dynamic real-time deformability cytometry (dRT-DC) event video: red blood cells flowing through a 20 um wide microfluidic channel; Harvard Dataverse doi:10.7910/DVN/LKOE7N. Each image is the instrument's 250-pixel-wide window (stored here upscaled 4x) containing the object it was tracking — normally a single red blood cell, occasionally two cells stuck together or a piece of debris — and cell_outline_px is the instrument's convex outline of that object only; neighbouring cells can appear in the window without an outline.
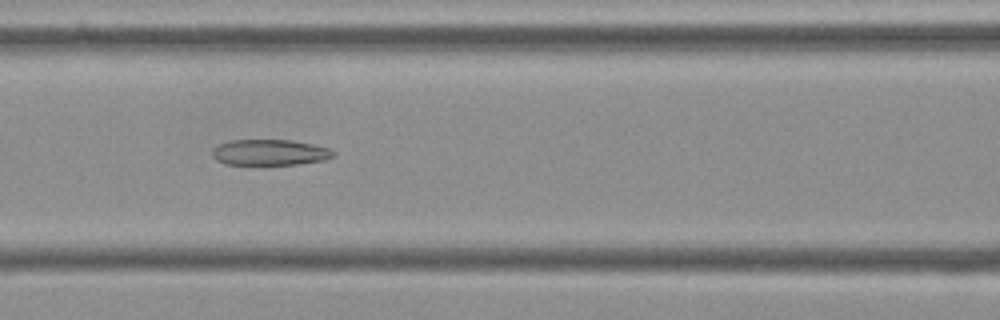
{"species": "Egyptian fruit bat (a non-hibernating species)", "species_latin": "Rousettus aegyptiacus", "temperature_condition": "cold", "stored_images_in_passage": 56, "camera_frame_rate_fps": 3000, "um_per_image_px": 0.085, "frame": {"image": 1, "passage_image": 24, "time_ms": 7.667, "image_size_px": [1000, 320], "cell_outline_px": [[336, 156], [324, 160], [300, 164], [224, 164], [216, 160], [212, 156], [212, 148], [228, 140], [292, 140], [312, 144], [328, 148], [336, 152]], "centroid_in_image_um": [22.94, 12.95], "position_along_channel_um": 143.7, "area_um2": 18.32}}
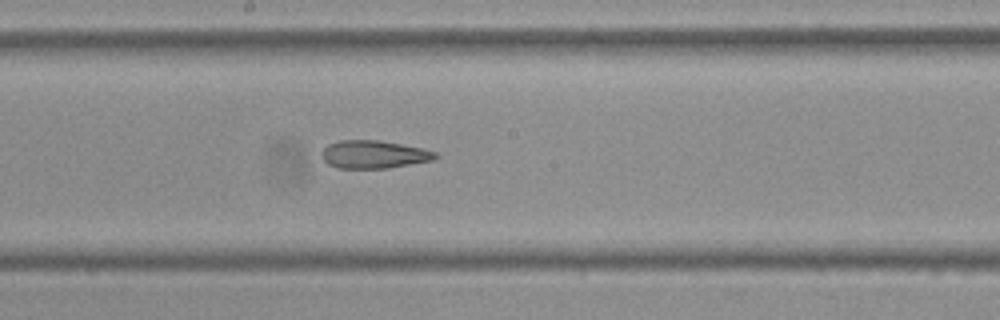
{"frame": {"image": 2, "passage_image": 30, "time_ms": 9.667, "image_size_px": [1000, 320], "cell_outline_px": [[440, 156], [432, 160], [388, 168], [340, 168], [328, 164], [320, 156], [320, 152], [328, 144], [340, 140], [380, 140], [424, 148], [436, 152]], "centroid_in_image_um": [31.77, 13.11], "position_along_channel_um": 216.4, "area_um2": 18.61}}
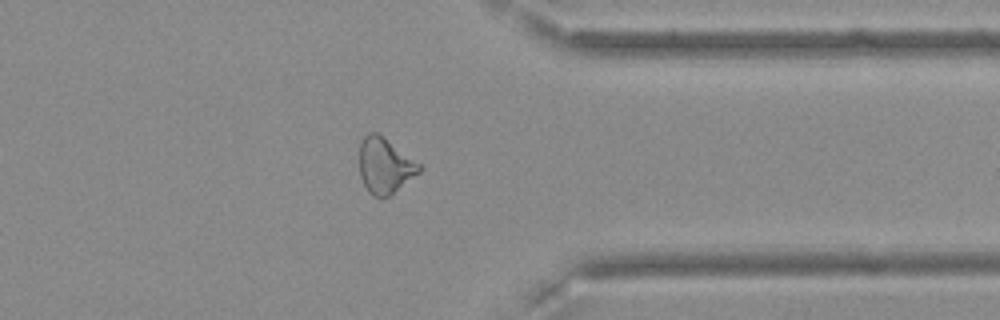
{"frame": {"image": 3, "passage_image": 44, "time_ms": 14.333, "image_size_px": [1000, 320], "cell_outline_px": [[424, 168], [420, 172], [392, 196], [380, 200], [372, 196], [368, 192], [360, 176], [360, 144], [364, 136], [368, 132], [376, 132], [384, 136], [420, 164]], "centroid_in_image_um": [32.73, 14.13], "position_along_channel_um": 378.7, "area_um2": 19.88}, "authors_computed_cell_mechanics": {"area_um2": 20.6924, "velocity_mm_per_s": 3.636, "shape_relaxation_time_tau1_ms": null, "shape_relaxation_time_tau2_ms": 2.7731, "deformation_change_tau1": null, "deformation_change_tau2": 0.1125}}